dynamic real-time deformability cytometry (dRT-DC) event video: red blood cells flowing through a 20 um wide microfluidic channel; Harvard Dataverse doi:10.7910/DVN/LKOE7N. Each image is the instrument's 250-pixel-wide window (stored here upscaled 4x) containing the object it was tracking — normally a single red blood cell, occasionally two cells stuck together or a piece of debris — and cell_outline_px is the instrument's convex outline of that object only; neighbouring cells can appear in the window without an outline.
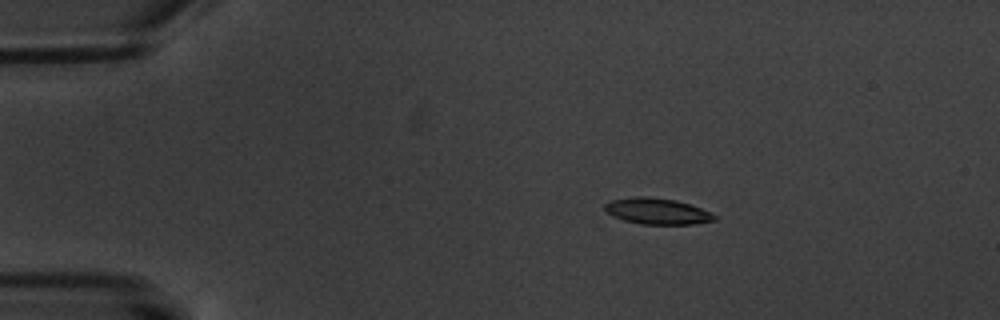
{"species": "common noctule bat (a hibernating species)", "species_latin": "Nyctalus noctula", "temperature_condition": "warm", "stored_images_in_passage": 6, "camera_frame_rate_fps": 3000, "um_per_image_px": 0.085, "animal": {"sex": "male", "body_mass_g": 20.1, "forearm_length_mm": 53.5}, "frame": {"image": 1, "passage_image": 4, "time_ms": 3.667, "image_size_px": [1000, 320], "cell_outline_px": [[716, 220], [696, 224], [640, 224], [624, 220], [608, 212], [604, 208], [604, 204], [612, 200], [636, 196], [648, 196], [676, 200], [712, 212], [716, 216]], "centroid_in_image_um": [55.9, 17.95], "position_along_channel_um": 29.1, "area_um2": 16.59}}